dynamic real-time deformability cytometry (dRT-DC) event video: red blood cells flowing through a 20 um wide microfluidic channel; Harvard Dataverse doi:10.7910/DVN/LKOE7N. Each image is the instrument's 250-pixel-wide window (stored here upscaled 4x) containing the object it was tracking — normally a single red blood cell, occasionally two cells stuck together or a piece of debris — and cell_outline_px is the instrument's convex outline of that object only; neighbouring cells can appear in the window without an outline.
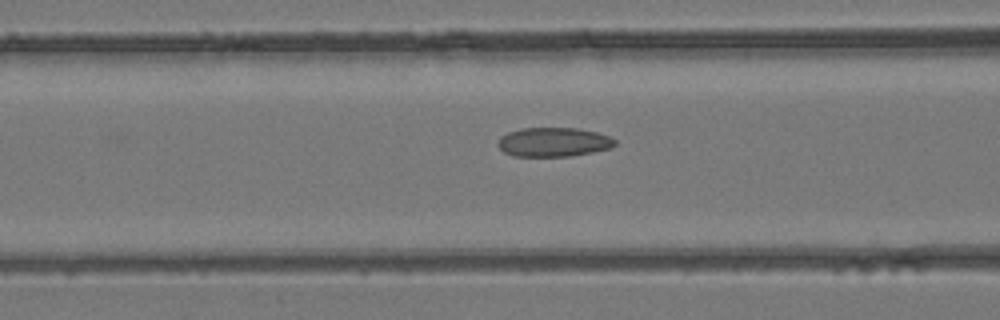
{"species": "common noctule bat (a hibernating species)", "species_latin": "Nyctalus noctula", "temperature_condition": "room temperature", "stored_images_in_passage": 5, "camera_frame_rate_fps": 3000, "um_per_image_px": 0.085, "animal": {"sex": "female", "body_mass_g": 24.6, "forearm_length_mm": 56.2}, "frame": {"image": 1, "passage_image": 5, "time_ms": 1.333, "image_size_px": [1000, 320], "cell_outline_px": [[616, 144], [612, 148], [572, 156], [512, 156], [504, 152], [496, 144], [500, 136], [508, 132], [520, 128], [576, 128], [596, 132], [608, 136], [616, 140]], "centroid_in_image_um": [47.03, 12.08], "position_along_channel_um": 119.6, "area_um2": 20.0}}